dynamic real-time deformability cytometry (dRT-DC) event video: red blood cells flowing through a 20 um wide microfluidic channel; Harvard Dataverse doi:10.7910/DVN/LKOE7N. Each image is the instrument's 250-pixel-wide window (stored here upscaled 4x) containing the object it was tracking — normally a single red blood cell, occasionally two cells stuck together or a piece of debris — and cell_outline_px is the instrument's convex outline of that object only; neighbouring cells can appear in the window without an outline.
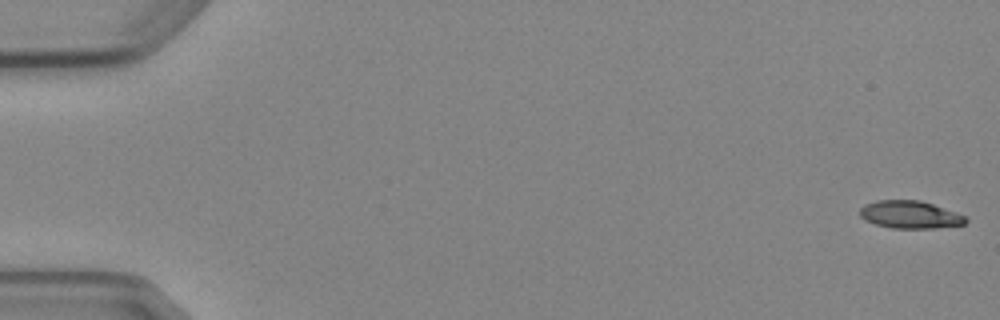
{"species": "Egyptian fruit bat (a non-hibernating species)", "species_latin": "Rousettus aegyptiacus", "temperature_condition": "cold", "stored_images_in_passage": 6, "camera_frame_rate_fps": 3000, "um_per_image_px": 0.085, "animal": {"sex": "female"}, "frame": {"image": 1, "passage_image": 1, "time_ms": 0.0, "image_size_px": [1000, 320], "cell_outline_px": [[968, 220], [964, 224], [932, 228], [892, 228], [876, 224], [864, 220], [860, 216], [860, 208], [864, 204], [876, 200], [920, 200], [956, 212], [964, 216]], "centroid_in_image_um": [77.31, 18.24], "position_along_channel_um": 7.7, "area_um2": 16.94}}
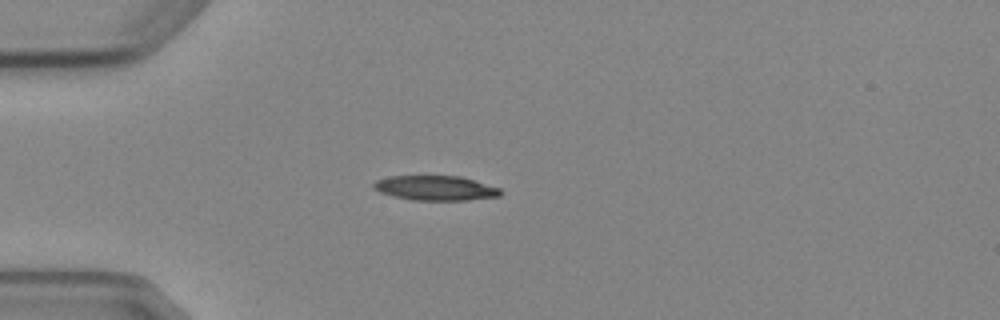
{"frame": {"image": 2, "passage_image": 5, "time_ms": 4.667, "image_size_px": [1000, 320], "cell_outline_px": [[504, 192], [500, 196], [468, 200], [412, 200], [392, 196], [380, 192], [372, 188], [372, 184], [376, 180], [388, 176], [460, 176], [500, 188]], "centroid_in_image_um": [37.0, 15.98], "position_along_channel_um": 48.0, "area_um2": 18.38}}